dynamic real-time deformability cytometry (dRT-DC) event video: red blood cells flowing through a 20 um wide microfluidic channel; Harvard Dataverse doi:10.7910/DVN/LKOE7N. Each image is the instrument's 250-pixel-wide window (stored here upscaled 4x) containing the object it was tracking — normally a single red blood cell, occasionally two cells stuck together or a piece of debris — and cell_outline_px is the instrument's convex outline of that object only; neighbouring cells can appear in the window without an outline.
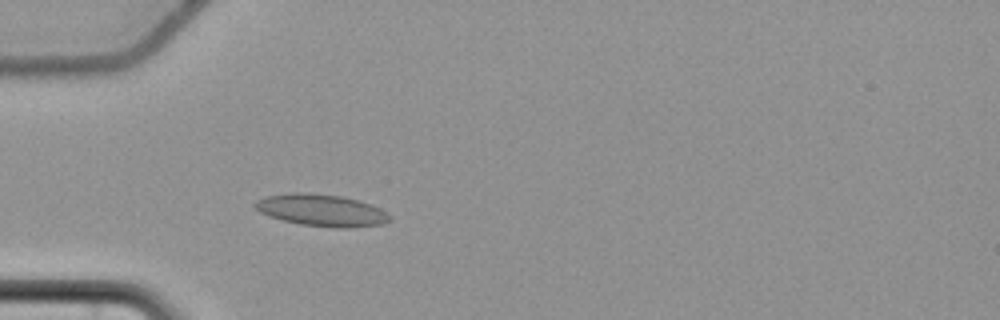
{"species": "common noctule bat (a hibernating species)", "species_latin": "Nyctalus noctula", "temperature_condition": "cold", "stored_images_in_passage": 40, "camera_frame_rate_fps": 3000, "um_per_image_px": 0.085, "animal": {"sex": "female", "body_mass_g": 22.7, "forearm_length_mm": 54.2}, "frame": {"image": 1, "passage_image": 1, "time_ms": 0.0, "image_size_px": [1000, 320], "cell_outline_px": [[392, 216], [384, 224], [348, 228], [336, 228], [300, 224], [268, 216], [260, 212], [256, 208], [256, 200], [264, 196], [292, 192], [308, 192], [340, 196], [356, 200], [380, 208]], "centroid_in_image_um": [27.32, 17.87], "position_along_channel_um": 57.7, "area_um2": 24.97}}
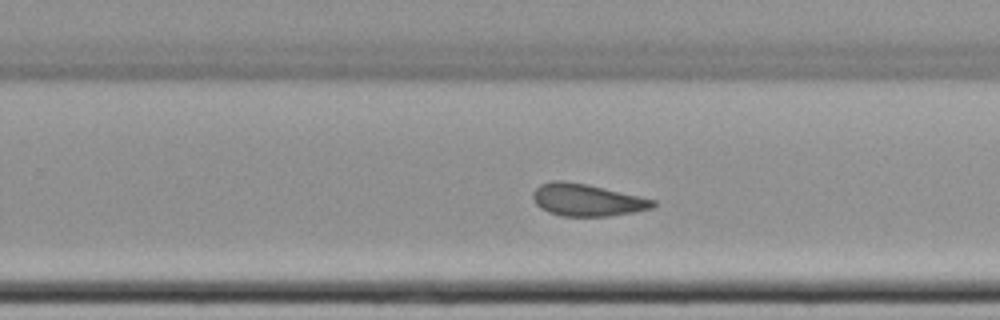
{"frame": {"image": 2, "passage_image": 20, "time_ms": 6.333, "image_size_px": [1000, 320], "cell_outline_px": [[656, 204], [652, 208], [632, 212], [608, 216], [560, 216], [548, 212], [540, 208], [536, 204], [532, 196], [532, 192], [540, 184], [552, 180], [564, 180], [588, 184], [656, 200]], "centroid_in_image_um": [49.85, 16.99], "position_along_channel_um": 280.0, "area_um2": 22.6}}
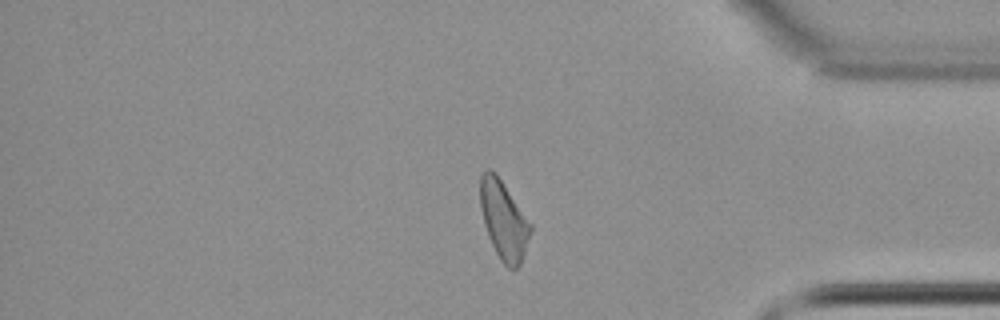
{"frame": {"image": 3, "passage_image": 31, "time_ms": 10.0, "image_size_px": [1000, 320], "cell_outline_px": [[532, 228], [524, 256], [520, 264], [516, 268], [508, 268], [500, 260], [488, 236], [484, 224], [480, 208], [480, 176], [484, 168], [488, 168], [496, 172], [532, 224]], "centroid_in_image_um": [42.81, 18.68], "position_along_channel_um": 392.4, "area_um2": 23.18}, "authors_computed_cell_mechanics": {"area_um2": 22.7443, "velocity_mm_per_s": 3.6469, "shape_relaxation_time_tau1_ms": null, "shape_relaxation_time_tau2_ms": 2.2656, "deformation_change_tau1": null, "deformation_change_tau2": 0.1046}}